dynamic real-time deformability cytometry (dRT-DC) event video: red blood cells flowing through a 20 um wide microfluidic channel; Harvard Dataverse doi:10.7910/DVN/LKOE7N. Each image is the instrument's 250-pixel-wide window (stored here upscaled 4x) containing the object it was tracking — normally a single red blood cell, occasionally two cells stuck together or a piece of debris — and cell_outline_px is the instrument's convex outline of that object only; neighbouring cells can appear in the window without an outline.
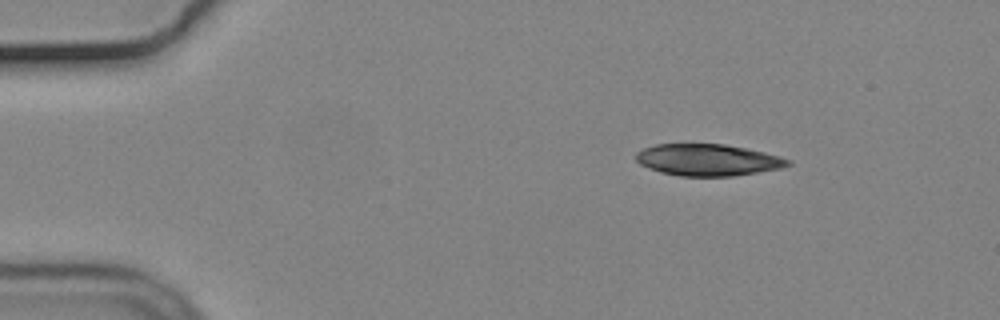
{"species": "common noctule bat (a hibernating species)", "species_latin": "Nyctalus noctula", "temperature_condition": "cold", "stored_images_in_passage": 24, "camera_frame_rate_fps": 3000, "um_per_image_px": 0.085, "animal": {"sex": "male", "body_mass_g": 19.2, "forearm_length_mm": 51.8}, "frame": {"image": 1, "passage_image": 1, "time_ms": 0.0, "image_size_px": [1000, 320], "cell_outline_px": [[792, 164], [780, 168], [732, 176], [680, 176], [660, 172], [648, 168], [640, 164], [636, 160], [636, 152], [644, 148], [656, 144], [724, 144], [764, 152], [780, 156], [792, 160]], "centroid_in_image_um": [60.16, 13.59], "position_along_channel_um": 24.8, "area_um2": 27.98}}